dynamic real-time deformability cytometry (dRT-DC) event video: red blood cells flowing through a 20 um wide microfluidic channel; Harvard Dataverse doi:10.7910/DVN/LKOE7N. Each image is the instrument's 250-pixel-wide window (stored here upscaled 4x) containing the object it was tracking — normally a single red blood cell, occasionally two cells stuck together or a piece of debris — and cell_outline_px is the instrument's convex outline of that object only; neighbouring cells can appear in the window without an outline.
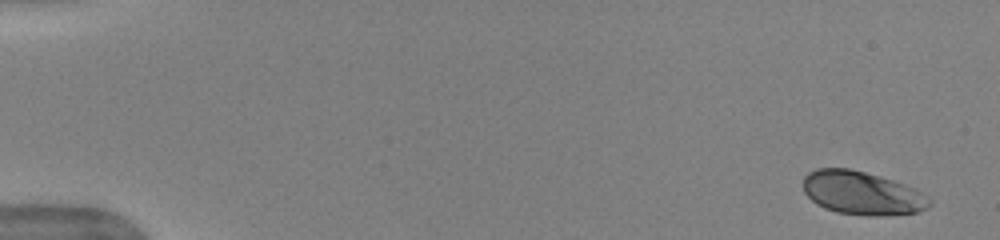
{"species": "human", "species_latin": "Homo sapiens", "temperature_condition": "warm", "stored_images_in_passage": 7, "camera_frame_rate_fps": 3000, "um_per_image_px": 0.085, "donor": {"sex": "female"}, "frame": {"image": 1, "passage_image": 1, "time_ms": 0.0, "image_size_px": [1000, 240], "cell_outline_px": [[932, 204], [928, 208], [916, 212], [880, 216], [868, 216], [836, 212], [824, 208], [816, 204], [804, 192], [804, 176], [808, 172], [816, 168], [848, 168], [880, 176], [916, 188], [928, 196], [932, 200]], "centroid_in_image_um": [73.29, 16.41], "position_along_channel_um": 11.7, "area_um2": 32.14}}
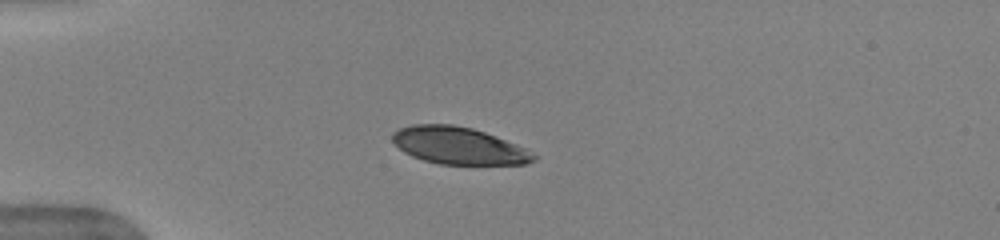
{"frame": {"image": 2, "passage_image": 5, "time_ms": 1.333, "image_size_px": [1000, 240], "cell_outline_px": [[536, 160], [528, 164], [440, 164], [424, 160], [412, 156], [404, 152], [392, 140], [392, 132], [400, 128], [412, 124], [452, 124], [472, 128], [496, 136], [516, 144], [532, 152], [536, 156]], "centroid_in_image_um": [38.98, 12.38], "position_along_channel_um": 46.0, "area_um2": 30.46}}